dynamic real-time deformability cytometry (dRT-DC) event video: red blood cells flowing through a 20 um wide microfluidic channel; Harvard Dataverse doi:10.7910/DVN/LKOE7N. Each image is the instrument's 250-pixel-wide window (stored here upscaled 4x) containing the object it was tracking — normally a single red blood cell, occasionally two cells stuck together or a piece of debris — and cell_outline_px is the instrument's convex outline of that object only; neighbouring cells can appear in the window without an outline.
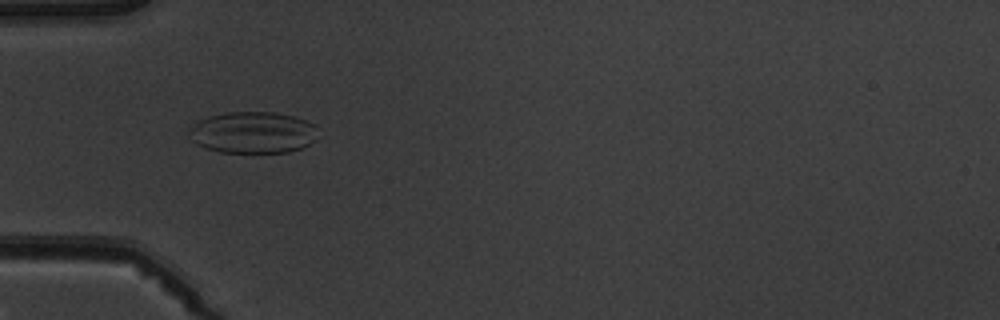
{"species": "common noctule bat (a hibernating species)", "species_latin": "Nyctalus noctula", "temperature_condition": "warm", "stored_images_in_passage": 4, "camera_frame_rate_fps": 3000, "um_per_image_px": 0.085, "animal": {"sex": "male", "body_mass_g": 19.5, "forearm_length_mm": 54.6}, "frame": {"image": 1, "passage_image": 4, "time_ms": 3.667, "image_size_px": [1000, 320], "cell_outline_px": [[316, 140], [300, 148], [288, 152], [220, 152], [204, 148], [196, 144], [192, 140], [192, 128], [200, 120], [208, 116], [228, 112], [276, 112], [308, 120], [316, 124]], "centroid_in_image_um": [21.55, 11.26], "position_along_channel_um": 63.5, "area_um2": 31.04}}